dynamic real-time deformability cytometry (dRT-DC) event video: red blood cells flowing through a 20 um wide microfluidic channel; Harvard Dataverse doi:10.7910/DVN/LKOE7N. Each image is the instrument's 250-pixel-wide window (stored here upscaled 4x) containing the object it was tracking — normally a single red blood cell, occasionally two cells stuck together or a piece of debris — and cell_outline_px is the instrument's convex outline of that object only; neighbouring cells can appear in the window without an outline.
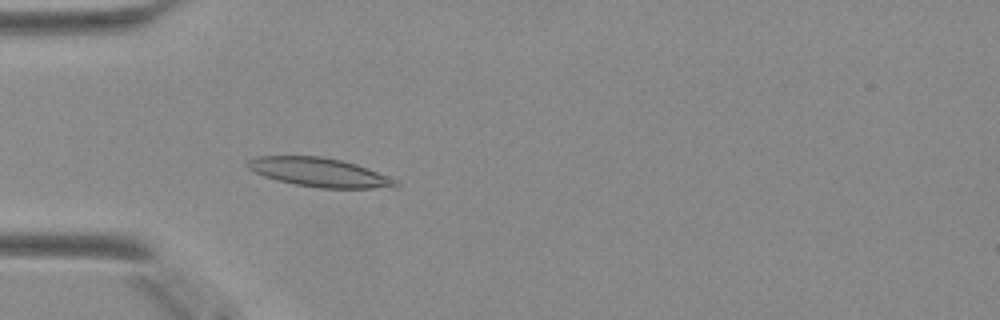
{"species": "Egyptian fruit bat (a non-hibernating species)", "species_latin": "Rousettus aegyptiacus", "temperature_condition": "warm", "stored_images_in_passage": 42, "camera_frame_rate_fps": 3000, "um_per_image_px": 0.085, "animal": {"sex": "female"}, "frame": {"image": 1, "passage_image": 9, "time_ms": 2.667, "image_size_px": [1000, 320], "cell_outline_px": [[400, 184], [372, 188], [320, 188], [296, 184], [276, 180], [264, 176], [248, 168], [244, 164], [248, 160], [256, 156], [320, 156], [340, 160], [356, 164], [388, 176], [396, 180]], "centroid_in_image_um": [27.06, 14.63], "position_along_channel_um": 57.9, "area_um2": 24.57}}
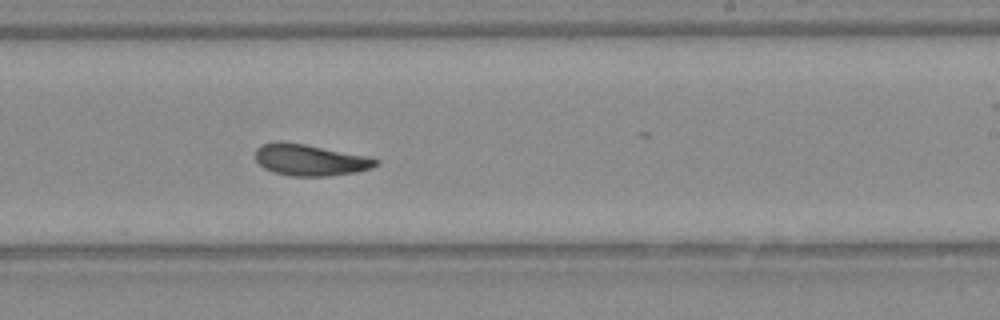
{"frame": {"image": 2, "passage_image": 24, "time_ms": 7.667, "image_size_px": [1000, 320], "cell_outline_px": [[380, 164], [372, 168], [356, 172], [328, 176], [288, 176], [272, 172], [264, 168], [256, 160], [256, 148], [260, 144], [276, 140], [280, 140], [304, 144], [372, 156], [380, 160]], "centroid_in_image_um": [26.38, 13.58], "position_along_channel_um": 262.6, "area_um2": 22.6}}
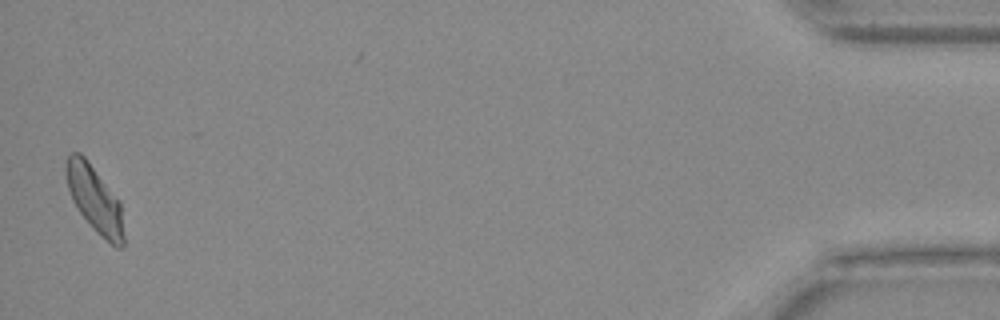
{"frame": {"image": 3, "passage_image": 42, "time_ms": 13.667, "image_size_px": [1000, 320], "cell_outline_px": [[124, 244], [120, 248], [116, 248], [100, 236], [92, 228], [80, 212], [72, 200], [68, 188], [64, 172], [64, 164], [68, 156], [72, 152], [80, 152], [84, 156], [120, 200], [124, 236]], "centroid_in_image_um": [8.04, 16.93], "position_along_channel_um": 427.2, "area_um2": 22.54}}